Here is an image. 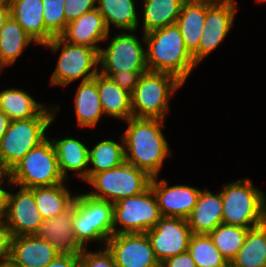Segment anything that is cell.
Instances as JSON below:
<instances>
[{"instance_id": "obj_1", "label": "cell", "mask_w": 266, "mask_h": 267, "mask_svg": "<svg viewBox=\"0 0 266 267\" xmlns=\"http://www.w3.org/2000/svg\"><path fill=\"white\" fill-rule=\"evenodd\" d=\"M165 120L131 117L121 135L124 141L125 161L144 170L151 177L159 176L166 158L171 155L162 128Z\"/></svg>"}, {"instance_id": "obj_2", "label": "cell", "mask_w": 266, "mask_h": 267, "mask_svg": "<svg viewBox=\"0 0 266 267\" xmlns=\"http://www.w3.org/2000/svg\"><path fill=\"white\" fill-rule=\"evenodd\" d=\"M144 36L147 69L171 74L184 84L198 65L186 48L177 24L150 31Z\"/></svg>"}, {"instance_id": "obj_3", "label": "cell", "mask_w": 266, "mask_h": 267, "mask_svg": "<svg viewBox=\"0 0 266 267\" xmlns=\"http://www.w3.org/2000/svg\"><path fill=\"white\" fill-rule=\"evenodd\" d=\"M58 110L47 106L36 117L11 121L0 140V172L7 174L27 152L47 138L45 132Z\"/></svg>"}, {"instance_id": "obj_4", "label": "cell", "mask_w": 266, "mask_h": 267, "mask_svg": "<svg viewBox=\"0 0 266 267\" xmlns=\"http://www.w3.org/2000/svg\"><path fill=\"white\" fill-rule=\"evenodd\" d=\"M223 201V224L253 228L266 221L265 193L253 182L239 179L220 189Z\"/></svg>"}, {"instance_id": "obj_5", "label": "cell", "mask_w": 266, "mask_h": 267, "mask_svg": "<svg viewBox=\"0 0 266 267\" xmlns=\"http://www.w3.org/2000/svg\"><path fill=\"white\" fill-rule=\"evenodd\" d=\"M7 175L8 184L12 187L33 188L65 182L59 170L54 144L48 137L27 152Z\"/></svg>"}, {"instance_id": "obj_6", "label": "cell", "mask_w": 266, "mask_h": 267, "mask_svg": "<svg viewBox=\"0 0 266 267\" xmlns=\"http://www.w3.org/2000/svg\"><path fill=\"white\" fill-rule=\"evenodd\" d=\"M183 85L171 74L145 71L131 94L133 117L164 120L171 96Z\"/></svg>"}, {"instance_id": "obj_7", "label": "cell", "mask_w": 266, "mask_h": 267, "mask_svg": "<svg viewBox=\"0 0 266 267\" xmlns=\"http://www.w3.org/2000/svg\"><path fill=\"white\" fill-rule=\"evenodd\" d=\"M113 224L112 202L94 198L87 193L76 195L73 232L83 248H86L88 242L94 241H100L106 246L107 240L113 235Z\"/></svg>"}, {"instance_id": "obj_8", "label": "cell", "mask_w": 266, "mask_h": 267, "mask_svg": "<svg viewBox=\"0 0 266 267\" xmlns=\"http://www.w3.org/2000/svg\"><path fill=\"white\" fill-rule=\"evenodd\" d=\"M43 46L56 53L61 49L57 65L51 75V85L67 86L81 80L87 81L99 72V52L95 48L84 45L71 44L61 36L54 37Z\"/></svg>"}, {"instance_id": "obj_9", "label": "cell", "mask_w": 266, "mask_h": 267, "mask_svg": "<svg viewBox=\"0 0 266 267\" xmlns=\"http://www.w3.org/2000/svg\"><path fill=\"white\" fill-rule=\"evenodd\" d=\"M151 180L147 172L125 161L113 169L94 174L87 183L95 190L87 194L115 204L121 199L141 194L150 187Z\"/></svg>"}, {"instance_id": "obj_10", "label": "cell", "mask_w": 266, "mask_h": 267, "mask_svg": "<svg viewBox=\"0 0 266 267\" xmlns=\"http://www.w3.org/2000/svg\"><path fill=\"white\" fill-rule=\"evenodd\" d=\"M137 30H125L112 36L107 48L99 50V71L103 75L110 77L113 73L125 71H147L145 36L138 40L133 33ZM131 32V33H130ZM142 41V42H141ZM144 42V44H143ZM143 44V45H142Z\"/></svg>"}, {"instance_id": "obj_11", "label": "cell", "mask_w": 266, "mask_h": 267, "mask_svg": "<svg viewBox=\"0 0 266 267\" xmlns=\"http://www.w3.org/2000/svg\"><path fill=\"white\" fill-rule=\"evenodd\" d=\"M160 218L155 194L149 187L139 195L121 199L114 204L113 234L146 233Z\"/></svg>"}, {"instance_id": "obj_12", "label": "cell", "mask_w": 266, "mask_h": 267, "mask_svg": "<svg viewBox=\"0 0 266 267\" xmlns=\"http://www.w3.org/2000/svg\"><path fill=\"white\" fill-rule=\"evenodd\" d=\"M4 207L6 226L13 237L36 234L43 222L33 191L20 187L17 193L5 189Z\"/></svg>"}, {"instance_id": "obj_13", "label": "cell", "mask_w": 266, "mask_h": 267, "mask_svg": "<svg viewBox=\"0 0 266 267\" xmlns=\"http://www.w3.org/2000/svg\"><path fill=\"white\" fill-rule=\"evenodd\" d=\"M146 234L160 263L188 251L192 236L186 219L169 216H161L156 225Z\"/></svg>"}, {"instance_id": "obj_14", "label": "cell", "mask_w": 266, "mask_h": 267, "mask_svg": "<svg viewBox=\"0 0 266 267\" xmlns=\"http://www.w3.org/2000/svg\"><path fill=\"white\" fill-rule=\"evenodd\" d=\"M106 247L116 267H161L146 233L113 234Z\"/></svg>"}, {"instance_id": "obj_15", "label": "cell", "mask_w": 266, "mask_h": 267, "mask_svg": "<svg viewBox=\"0 0 266 267\" xmlns=\"http://www.w3.org/2000/svg\"><path fill=\"white\" fill-rule=\"evenodd\" d=\"M236 4L207 5V14L199 48L192 54L198 65L223 42L234 24Z\"/></svg>"}, {"instance_id": "obj_16", "label": "cell", "mask_w": 266, "mask_h": 267, "mask_svg": "<svg viewBox=\"0 0 266 267\" xmlns=\"http://www.w3.org/2000/svg\"><path fill=\"white\" fill-rule=\"evenodd\" d=\"M168 181H158V176L152 177L150 187L153 190L161 216L187 219L195 207L200 189L188 185L168 186Z\"/></svg>"}, {"instance_id": "obj_17", "label": "cell", "mask_w": 266, "mask_h": 267, "mask_svg": "<svg viewBox=\"0 0 266 267\" xmlns=\"http://www.w3.org/2000/svg\"><path fill=\"white\" fill-rule=\"evenodd\" d=\"M60 253L36 234L12 238L9 267H46Z\"/></svg>"}, {"instance_id": "obj_18", "label": "cell", "mask_w": 266, "mask_h": 267, "mask_svg": "<svg viewBox=\"0 0 266 267\" xmlns=\"http://www.w3.org/2000/svg\"><path fill=\"white\" fill-rule=\"evenodd\" d=\"M73 204L61 214L44 219L36 235L51 243L60 254H79L84 248L75 239L73 232Z\"/></svg>"}, {"instance_id": "obj_19", "label": "cell", "mask_w": 266, "mask_h": 267, "mask_svg": "<svg viewBox=\"0 0 266 267\" xmlns=\"http://www.w3.org/2000/svg\"><path fill=\"white\" fill-rule=\"evenodd\" d=\"M109 35L104 17L94 9L68 23L61 37L71 44L88 46L99 52L101 46L98 43L108 40Z\"/></svg>"}, {"instance_id": "obj_20", "label": "cell", "mask_w": 266, "mask_h": 267, "mask_svg": "<svg viewBox=\"0 0 266 267\" xmlns=\"http://www.w3.org/2000/svg\"><path fill=\"white\" fill-rule=\"evenodd\" d=\"M9 6L10 15L38 45L54 38L45 28L42 0H9Z\"/></svg>"}, {"instance_id": "obj_21", "label": "cell", "mask_w": 266, "mask_h": 267, "mask_svg": "<svg viewBox=\"0 0 266 267\" xmlns=\"http://www.w3.org/2000/svg\"><path fill=\"white\" fill-rule=\"evenodd\" d=\"M222 205L220 191L213 194L207 189L202 190L195 207L186 219L192 234L209 235L219 224H222Z\"/></svg>"}, {"instance_id": "obj_22", "label": "cell", "mask_w": 266, "mask_h": 267, "mask_svg": "<svg viewBox=\"0 0 266 267\" xmlns=\"http://www.w3.org/2000/svg\"><path fill=\"white\" fill-rule=\"evenodd\" d=\"M57 154L58 166L62 177L67 181L68 171H73L81 180L88 181L89 148L73 137L51 139ZM88 167V168H87Z\"/></svg>"}, {"instance_id": "obj_23", "label": "cell", "mask_w": 266, "mask_h": 267, "mask_svg": "<svg viewBox=\"0 0 266 267\" xmlns=\"http://www.w3.org/2000/svg\"><path fill=\"white\" fill-rule=\"evenodd\" d=\"M96 83L105 116L127 121L132 115L131 94L123 90L111 77L98 72Z\"/></svg>"}, {"instance_id": "obj_24", "label": "cell", "mask_w": 266, "mask_h": 267, "mask_svg": "<svg viewBox=\"0 0 266 267\" xmlns=\"http://www.w3.org/2000/svg\"><path fill=\"white\" fill-rule=\"evenodd\" d=\"M207 4L186 0L176 21L186 48L193 54L198 48L203 34Z\"/></svg>"}, {"instance_id": "obj_25", "label": "cell", "mask_w": 266, "mask_h": 267, "mask_svg": "<svg viewBox=\"0 0 266 267\" xmlns=\"http://www.w3.org/2000/svg\"><path fill=\"white\" fill-rule=\"evenodd\" d=\"M74 101L78 126L94 128L104 115L98 94L96 75L94 78L80 83Z\"/></svg>"}, {"instance_id": "obj_26", "label": "cell", "mask_w": 266, "mask_h": 267, "mask_svg": "<svg viewBox=\"0 0 266 267\" xmlns=\"http://www.w3.org/2000/svg\"><path fill=\"white\" fill-rule=\"evenodd\" d=\"M31 43L37 44L10 15L0 29V63L4 67L13 65Z\"/></svg>"}, {"instance_id": "obj_27", "label": "cell", "mask_w": 266, "mask_h": 267, "mask_svg": "<svg viewBox=\"0 0 266 267\" xmlns=\"http://www.w3.org/2000/svg\"><path fill=\"white\" fill-rule=\"evenodd\" d=\"M230 264L233 267L266 266V221L248 229L242 247Z\"/></svg>"}, {"instance_id": "obj_28", "label": "cell", "mask_w": 266, "mask_h": 267, "mask_svg": "<svg viewBox=\"0 0 266 267\" xmlns=\"http://www.w3.org/2000/svg\"><path fill=\"white\" fill-rule=\"evenodd\" d=\"M65 183L30 188L43 219L53 218L73 204L76 195L71 194Z\"/></svg>"}, {"instance_id": "obj_29", "label": "cell", "mask_w": 266, "mask_h": 267, "mask_svg": "<svg viewBox=\"0 0 266 267\" xmlns=\"http://www.w3.org/2000/svg\"><path fill=\"white\" fill-rule=\"evenodd\" d=\"M186 0H144L143 34L175 24Z\"/></svg>"}, {"instance_id": "obj_30", "label": "cell", "mask_w": 266, "mask_h": 267, "mask_svg": "<svg viewBox=\"0 0 266 267\" xmlns=\"http://www.w3.org/2000/svg\"><path fill=\"white\" fill-rule=\"evenodd\" d=\"M134 0H97V10L104 17L110 31L113 25L119 30L127 31L138 29V15Z\"/></svg>"}, {"instance_id": "obj_31", "label": "cell", "mask_w": 266, "mask_h": 267, "mask_svg": "<svg viewBox=\"0 0 266 267\" xmlns=\"http://www.w3.org/2000/svg\"><path fill=\"white\" fill-rule=\"evenodd\" d=\"M45 106V103L36 102L28 92L22 89L8 88L0 92V110L11 121L36 117Z\"/></svg>"}, {"instance_id": "obj_32", "label": "cell", "mask_w": 266, "mask_h": 267, "mask_svg": "<svg viewBox=\"0 0 266 267\" xmlns=\"http://www.w3.org/2000/svg\"><path fill=\"white\" fill-rule=\"evenodd\" d=\"M125 162L123 137L120 143L113 140H101L92 149H89L88 180L96 173L113 169Z\"/></svg>"}, {"instance_id": "obj_33", "label": "cell", "mask_w": 266, "mask_h": 267, "mask_svg": "<svg viewBox=\"0 0 266 267\" xmlns=\"http://www.w3.org/2000/svg\"><path fill=\"white\" fill-rule=\"evenodd\" d=\"M248 228L219 224L210 234L214 246L231 263L243 245Z\"/></svg>"}, {"instance_id": "obj_34", "label": "cell", "mask_w": 266, "mask_h": 267, "mask_svg": "<svg viewBox=\"0 0 266 267\" xmlns=\"http://www.w3.org/2000/svg\"><path fill=\"white\" fill-rule=\"evenodd\" d=\"M188 252L195 261L196 267H228V261L214 246L209 235L192 234Z\"/></svg>"}, {"instance_id": "obj_35", "label": "cell", "mask_w": 266, "mask_h": 267, "mask_svg": "<svg viewBox=\"0 0 266 267\" xmlns=\"http://www.w3.org/2000/svg\"><path fill=\"white\" fill-rule=\"evenodd\" d=\"M45 28L54 36H61L67 27L65 0H42Z\"/></svg>"}, {"instance_id": "obj_36", "label": "cell", "mask_w": 266, "mask_h": 267, "mask_svg": "<svg viewBox=\"0 0 266 267\" xmlns=\"http://www.w3.org/2000/svg\"><path fill=\"white\" fill-rule=\"evenodd\" d=\"M79 267H116L114 257L106 246L101 245L96 252L84 248L79 253Z\"/></svg>"}, {"instance_id": "obj_37", "label": "cell", "mask_w": 266, "mask_h": 267, "mask_svg": "<svg viewBox=\"0 0 266 267\" xmlns=\"http://www.w3.org/2000/svg\"><path fill=\"white\" fill-rule=\"evenodd\" d=\"M97 0H65V20L67 23L78 19L84 13L97 8Z\"/></svg>"}, {"instance_id": "obj_38", "label": "cell", "mask_w": 266, "mask_h": 267, "mask_svg": "<svg viewBox=\"0 0 266 267\" xmlns=\"http://www.w3.org/2000/svg\"><path fill=\"white\" fill-rule=\"evenodd\" d=\"M144 72L145 71H121L118 73H113L110 77L123 90L132 94L138 84L141 75Z\"/></svg>"}, {"instance_id": "obj_39", "label": "cell", "mask_w": 266, "mask_h": 267, "mask_svg": "<svg viewBox=\"0 0 266 267\" xmlns=\"http://www.w3.org/2000/svg\"><path fill=\"white\" fill-rule=\"evenodd\" d=\"M13 235L5 225L0 229V267L8 266L11 259Z\"/></svg>"}, {"instance_id": "obj_40", "label": "cell", "mask_w": 266, "mask_h": 267, "mask_svg": "<svg viewBox=\"0 0 266 267\" xmlns=\"http://www.w3.org/2000/svg\"><path fill=\"white\" fill-rule=\"evenodd\" d=\"M161 267H196V264L190 253L186 251L166 259L161 263Z\"/></svg>"}, {"instance_id": "obj_41", "label": "cell", "mask_w": 266, "mask_h": 267, "mask_svg": "<svg viewBox=\"0 0 266 267\" xmlns=\"http://www.w3.org/2000/svg\"><path fill=\"white\" fill-rule=\"evenodd\" d=\"M46 267H79V254H59Z\"/></svg>"}, {"instance_id": "obj_42", "label": "cell", "mask_w": 266, "mask_h": 267, "mask_svg": "<svg viewBox=\"0 0 266 267\" xmlns=\"http://www.w3.org/2000/svg\"><path fill=\"white\" fill-rule=\"evenodd\" d=\"M10 123L11 119L0 110V140L9 128Z\"/></svg>"}, {"instance_id": "obj_43", "label": "cell", "mask_w": 266, "mask_h": 267, "mask_svg": "<svg viewBox=\"0 0 266 267\" xmlns=\"http://www.w3.org/2000/svg\"><path fill=\"white\" fill-rule=\"evenodd\" d=\"M194 3H201L207 5H225V4H236L235 0H189Z\"/></svg>"}, {"instance_id": "obj_44", "label": "cell", "mask_w": 266, "mask_h": 267, "mask_svg": "<svg viewBox=\"0 0 266 267\" xmlns=\"http://www.w3.org/2000/svg\"><path fill=\"white\" fill-rule=\"evenodd\" d=\"M9 16L10 6H0V29L4 26V23Z\"/></svg>"}, {"instance_id": "obj_45", "label": "cell", "mask_w": 266, "mask_h": 267, "mask_svg": "<svg viewBox=\"0 0 266 267\" xmlns=\"http://www.w3.org/2000/svg\"><path fill=\"white\" fill-rule=\"evenodd\" d=\"M5 178L8 181V175L6 173L0 172V208H5L4 207V192H5V189L2 188V184L5 182V180H4Z\"/></svg>"}, {"instance_id": "obj_46", "label": "cell", "mask_w": 266, "mask_h": 267, "mask_svg": "<svg viewBox=\"0 0 266 267\" xmlns=\"http://www.w3.org/2000/svg\"><path fill=\"white\" fill-rule=\"evenodd\" d=\"M6 225L5 208H0V229Z\"/></svg>"}, {"instance_id": "obj_47", "label": "cell", "mask_w": 266, "mask_h": 267, "mask_svg": "<svg viewBox=\"0 0 266 267\" xmlns=\"http://www.w3.org/2000/svg\"><path fill=\"white\" fill-rule=\"evenodd\" d=\"M0 6H9V0H0Z\"/></svg>"}, {"instance_id": "obj_48", "label": "cell", "mask_w": 266, "mask_h": 267, "mask_svg": "<svg viewBox=\"0 0 266 267\" xmlns=\"http://www.w3.org/2000/svg\"><path fill=\"white\" fill-rule=\"evenodd\" d=\"M3 68H5V67L0 63V72H1V70H2Z\"/></svg>"}, {"instance_id": "obj_49", "label": "cell", "mask_w": 266, "mask_h": 267, "mask_svg": "<svg viewBox=\"0 0 266 267\" xmlns=\"http://www.w3.org/2000/svg\"><path fill=\"white\" fill-rule=\"evenodd\" d=\"M255 1H257V2H266V0H255Z\"/></svg>"}]
</instances>
